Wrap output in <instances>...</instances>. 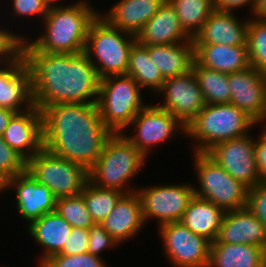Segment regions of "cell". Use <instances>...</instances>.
I'll list each match as a JSON object with an SVG mask.
<instances>
[{
  "instance_id": "obj_1",
  "label": "cell",
  "mask_w": 266,
  "mask_h": 267,
  "mask_svg": "<svg viewBox=\"0 0 266 267\" xmlns=\"http://www.w3.org/2000/svg\"><path fill=\"white\" fill-rule=\"evenodd\" d=\"M19 53L30 76L34 105L97 104L101 78L85 52L46 53L21 39Z\"/></svg>"
},
{
  "instance_id": "obj_2",
  "label": "cell",
  "mask_w": 266,
  "mask_h": 267,
  "mask_svg": "<svg viewBox=\"0 0 266 267\" xmlns=\"http://www.w3.org/2000/svg\"><path fill=\"white\" fill-rule=\"evenodd\" d=\"M43 148L89 170L113 132L97 104L58 103L42 110Z\"/></svg>"
},
{
  "instance_id": "obj_3",
  "label": "cell",
  "mask_w": 266,
  "mask_h": 267,
  "mask_svg": "<svg viewBox=\"0 0 266 267\" xmlns=\"http://www.w3.org/2000/svg\"><path fill=\"white\" fill-rule=\"evenodd\" d=\"M99 12L89 0L51 7L41 22V35H37L35 39L26 36V39L40 52L70 54L84 52L90 25L100 14Z\"/></svg>"
},
{
  "instance_id": "obj_4",
  "label": "cell",
  "mask_w": 266,
  "mask_h": 267,
  "mask_svg": "<svg viewBox=\"0 0 266 267\" xmlns=\"http://www.w3.org/2000/svg\"><path fill=\"white\" fill-rule=\"evenodd\" d=\"M256 125L250 116L231 103L206 104L186 125L185 135L192 143L195 141L192 152H207L217 143L249 134Z\"/></svg>"
},
{
  "instance_id": "obj_5",
  "label": "cell",
  "mask_w": 266,
  "mask_h": 267,
  "mask_svg": "<svg viewBox=\"0 0 266 267\" xmlns=\"http://www.w3.org/2000/svg\"><path fill=\"white\" fill-rule=\"evenodd\" d=\"M146 159L122 133H113L96 163L88 170L89 182L124 194L135 192L137 187L131 186L130 181L144 168Z\"/></svg>"
},
{
  "instance_id": "obj_6",
  "label": "cell",
  "mask_w": 266,
  "mask_h": 267,
  "mask_svg": "<svg viewBox=\"0 0 266 267\" xmlns=\"http://www.w3.org/2000/svg\"><path fill=\"white\" fill-rule=\"evenodd\" d=\"M136 42V36L112 26L99 14L90 25L84 52L101 79L126 75L130 51Z\"/></svg>"
},
{
  "instance_id": "obj_7",
  "label": "cell",
  "mask_w": 266,
  "mask_h": 267,
  "mask_svg": "<svg viewBox=\"0 0 266 267\" xmlns=\"http://www.w3.org/2000/svg\"><path fill=\"white\" fill-rule=\"evenodd\" d=\"M141 87L129 75L101 79L97 106L104 124L113 133L126 132L134 117L146 106Z\"/></svg>"
},
{
  "instance_id": "obj_8",
  "label": "cell",
  "mask_w": 266,
  "mask_h": 267,
  "mask_svg": "<svg viewBox=\"0 0 266 267\" xmlns=\"http://www.w3.org/2000/svg\"><path fill=\"white\" fill-rule=\"evenodd\" d=\"M194 171L199 186L194 195L206 199L224 211L242 209L247 205L248 187L235 180L206 152H193Z\"/></svg>"
},
{
  "instance_id": "obj_9",
  "label": "cell",
  "mask_w": 266,
  "mask_h": 267,
  "mask_svg": "<svg viewBox=\"0 0 266 267\" xmlns=\"http://www.w3.org/2000/svg\"><path fill=\"white\" fill-rule=\"evenodd\" d=\"M26 171L39 183L46 185L58 198L79 195L89 181L83 166L59 157L45 148L27 161Z\"/></svg>"
},
{
  "instance_id": "obj_10",
  "label": "cell",
  "mask_w": 266,
  "mask_h": 267,
  "mask_svg": "<svg viewBox=\"0 0 266 267\" xmlns=\"http://www.w3.org/2000/svg\"><path fill=\"white\" fill-rule=\"evenodd\" d=\"M191 183L156 184L137 188L145 224L156 220L157 226L166 223L180 222L188 203L194 196Z\"/></svg>"
},
{
  "instance_id": "obj_11",
  "label": "cell",
  "mask_w": 266,
  "mask_h": 267,
  "mask_svg": "<svg viewBox=\"0 0 266 267\" xmlns=\"http://www.w3.org/2000/svg\"><path fill=\"white\" fill-rule=\"evenodd\" d=\"M133 132L124 137L133 144L146 158L154 146L172 140L176 132L185 135L186 126L175 116L163 110L156 104H146V106L134 117L127 127ZM179 129V130H178ZM133 134V135H132Z\"/></svg>"
},
{
  "instance_id": "obj_12",
  "label": "cell",
  "mask_w": 266,
  "mask_h": 267,
  "mask_svg": "<svg viewBox=\"0 0 266 267\" xmlns=\"http://www.w3.org/2000/svg\"><path fill=\"white\" fill-rule=\"evenodd\" d=\"M163 253L173 267H207L211 242L197 235L181 222L158 227Z\"/></svg>"
},
{
  "instance_id": "obj_13",
  "label": "cell",
  "mask_w": 266,
  "mask_h": 267,
  "mask_svg": "<svg viewBox=\"0 0 266 267\" xmlns=\"http://www.w3.org/2000/svg\"><path fill=\"white\" fill-rule=\"evenodd\" d=\"M206 153L248 188L263 182L256 166L255 139L252 134L217 143Z\"/></svg>"
},
{
  "instance_id": "obj_14",
  "label": "cell",
  "mask_w": 266,
  "mask_h": 267,
  "mask_svg": "<svg viewBox=\"0 0 266 267\" xmlns=\"http://www.w3.org/2000/svg\"><path fill=\"white\" fill-rule=\"evenodd\" d=\"M156 95H163L161 98L164 100L156 105L177 117L185 126L206 105L193 69L166 79Z\"/></svg>"
},
{
  "instance_id": "obj_15",
  "label": "cell",
  "mask_w": 266,
  "mask_h": 267,
  "mask_svg": "<svg viewBox=\"0 0 266 267\" xmlns=\"http://www.w3.org/2000/svg\"><path fill=\"white\" fill-rule=\"evenodd\" d=\"M14 190L16 211L28 226L46 213L54 212L57 198L48 186L25 171L7 180V191Z\"/></svg>"
},
{
  "instance_id": "obj_16",
  "label": "cell",
  "mask_w": 266,
  "mask_h": 267,
  "mask_svg": "<svg viewBox=\"0 0 266 267\" xmlns=\"http://www.w3.org/2000/svg\"><path fill=\"white\" fill-rule=\"evenodd\" d=\"M230 103L250 116L257 124L266 119V74L252 68L230 73Z\"/></svg>"
},
{
  "instance_id": "obj_17",
  "label": "cell",
  "mask_w": 266,
  "mask_h": 267,
  "mask_svg": "<svg viewBox=\"0 0 266 267\" xmlns=\"http://www.w3.org/2000/svg\"><path fill=\"white\" fill-rule=\"evenodd\" d=\"M34 106L30 76L18 53L10 61L0 63V108L21 113Z\"/></svg>"
},
{
  "instance_id": "obj_18",
  "label": "cell",
  "mask_w": 266,
  "mask_h": 267,
  "mask_svg": "<svg viewBox=\"0 0 266 267\" xmlns=\"http://www.w3.org/2000/svg\"><path fill=\"white\" fill-rule=\"evenodd\" d=\"M3 140L26 161L43 148V115L36 106L15 113L3 133Z\"/></svg>"
},
{
  "instance_id": "obj_19",
  "label": "cell",
  "mask_w": 266,
  "mask_h": 267,
  "mask_svg": "<svg viewBox=\"0 0 266 267\" xmlns=\"http://www.w3.org/2000/svg\"><path fill=\"white\" fill-rule=\"evenodd\" d=\"M235 14L215 9L192 38L193 44L247 45L250 18L240 20Z\"/></svg>"
},
{
  "instance_id": "obj_20",
  "label": "cell",
  "mask_w": 266,
  "mask_h": 267,
  "mask_svg": "<svg viewBox=\"0 0 266 267\" xmlns=\"http://www.w3.org/2000/svg\"><path fill=\"white\" fill-rule=\"evenodd\" d=\"M101 224L120 245L137 237L146 225L138 193L135 191L123 194Z\"/></svg>"
},
{
  "instance_id": "obj_21",
  "label": "cell",
  "mask_w": 266,
  "mask_h": 267,
  "mask_svg": "<svg viewBox=\"0 0 266 267\" xmlns=\"http://www.w3.org/2000/svg\"><path fill=\"white\" fill-rule=\"evenodd\" d=\"M215 243L250 244L266 250V228L247 207L225 211Z\"/></svg>"
},
{
  "instance_id": "obj_22",
  "label": "cell",
  "mask_w": 266,
  "mask_h": 267,
  "mask_svg": "<svg viewBox=\"0 0 266 267\" xmlns=\"http://www.w3.org/2000/svg\"><path fill=\"white\" fill-rule=\"evenodd\" d=\"M192 37L182 28L175 8L168 0L143 26L136 41L143 46L190 41Z\"/></svg>"
},
{
  "instance_id": "obj_23",
  "label": "cell",
  "mask_w": 266,
  "mask_h": 267,
  "mask_svg": "<svg viewBox=\"0 0 266 267\" xmlns=\"http://www.w3.org/2000/svg\"><path fill=\"white\" fill-rule=\"evenodd\" d=\"M166 0H118L104 14L112 26L134 36L143 29V26L160 9Z\"/></svg>"
},
{
  "instance_id": "obj_24",
  "label": "cell",
  "mask_w": 266,
  "mask_h": 267,
  "mask_svg": "<svg viewBox=\"0 0 266 267\" xmlns=\"http://www.w3.org/2000/svg\"><path fill=\"white\" fill-rule=\"evenodd\" d=\"M72 228L56 211L46 213L27 227L26 231L29 236L43 249L37 267H40L51 256L62 251Z\"/></svg>"
},
{
  "instance_id": "obj_25",
  "label": "cell",
  "mask_w": 266,
  "mask_h": 267,
  "mask_svg": "<svg viewBox=\"0 0 266 267\" xmlns=\"http://www.w3.org/2000/svg\"><path fill=\"white\" fill-rule=\"evenodd\" d=\"M194 59L204 68L227 74L250 67L247 45L194 44Z\"/></svg>"
},
{
  "instance_id": "obj_26",
  "label": "cell",
  "mask_w": 266,
  "mask_h": 267,
  "mask_svg": "<svg viewBox=\"0 0 266 267\" xmlns=\"http://www.w3.org/2000/svg\"><path fill=\"white\" fill-rule=\"evenodd\" d=\"M224 213L222 208L194 195L180 222L212 243L218 237Z\"/></svg>"
},
{
  "instance_id": "obj_27",
  "label": "cell",
  "mask_w": 266,
  "mask_h": 267,
  "mask_svg": "<svg viewBox=\"0 0 266 267\" xmlns=\"http://www.w3.org/2000/svg\"><path fill=\"white\" fill-rule=\"evenodd\" d=\"M150 58L157 67L163 78L182 75L192 69L194 59L193 40L182 43L158 44L145 46Z\"/></svg>"
},
{
  "instance_id": "obj_28",
  "label": "cell",
  "mask_w": 266,
  "mask_h": 267,
  "mask_svg": "<svg viewBox=\"0 0 266 267\" xmlns=\"http://www.w3.org/2000/svg\"><path fill=\"white\" fill-rule=\"evenodd\" d=\"M207 267H266V250L250 244L212 242Z\"/></svg>"
},
{
  "instance_id": "obj_29",
  "label": "cell",
  "mask_w": 266,
  "mask_h": 267,
  "mask_svg": "<svg viewBox=\"0 0 266 267\" xmlns=\"http://www.w3.org/2000/svg\"><path fill=\"white\" fill-rule=\"evenodd\" d=\"M126 75L131 76L144 90L157 94L165 81L160 69L150 58L148 49L136 42L130 51Z\"/></svg>"
},
{
  "instance_id": "obj_30",
  "label": "cell",
  "mask_w": 266,
  "mask_h": 267,
  "mask_svg": "<svg viewBox=\"0 0 266 267\" xmlns=\"http://www.w3.org/2000/svg\"><path fill=\"white\" fill-rule=\"evenodd\" d=\"M192 69L202 91L205 104H230L229 74L204 68L195 60Z\"/></svg>"
},
{
  "instance_id": "obj_31",
  "label": "cell",
  "mask_w": 266,
  "mask_h": 267,
  "mask_svg": "<svg viewBox=\"0 0 266 267\" xmlns=\"http://www.w3.org/2000/svg\"><path fill=\"white\" fill-rule=\"evenodd\" d=\"M182 28L193 38L215 10V0H168Z\"/></svg>"
},
{
  "instance_id": "obj_32",
  "label": "cell",
  "mask_w": 266,
  "mask_h": 267,
  "mask_svg": "<svg viewBox=\"0 0 266 267\" xmlns=\"http://www.w3.org/2000/svg\"><path fill=\"white\" fill-rule=\"evenodd\" d=\"M80 194L85 200L93 221L101 223L112 212L124 193L115 189L95 186L88 181Z\"/></svg>"
},
{
  "instance_id": "obj_33",
  "label": "cell",
  "mask_w": 266,
  "mask_h": 267,
  "mask_svg": "<svg viewBox=\"0 0 266 267\" xmlns=\"http://www.w3.org/2000/svg\"><path fill=\"white\" fill-rule=\"evenodd\" d=\"M247 46L250 66L266 74V19L250 17Z\"/></svg>"
},
{
  "instance_id": "obj_34",
  "label": "cell",
  "mask_w": 266,
  "mask_h": 267,
  "mask_svg": "<svg viewBox=\"0 0 266 267\" xmlns=\"http://www.w3.org/2000/svg\"><path fill=\"white\" fill-rule=\"evenodd\" d=\"M55 211L72 227L88 229L95 223L81 194L58 198Z\"/></svg>"
},
{
  "instance_id": "obj_35",
  "label": "cell",
  "mask_w": 266,
  "mask_h": 267,
  "mask_svg": "<svg viewBox=\"0 0 266 267\" xmlns=\"http://www.w3.org/2000/svg\"><path fill=\"white\" fill-rule=\"evenodd\" d=\"M102 257L88 252L77 255L56 254L48 258L40 267H107Z\"/></svg>"
},
{
  "instance_id": "obj_36",
  "label": "cell",
  "mask_w": 266,
  "mask_h": 267,
  "mask_svg": "<svg viewBox=\"0 0 266 267\" xmlns=\"http://www.w3.org/2000/svg\"><path fill=\"white\" fill-rule=\"evenodd\" d=\"M27 161L0 136V174L8 180L26 171Z\"/></svg>"
},
{
  "instance_id": "obj_37",
  "label": "cell",
  "mask_w": 266,
  "mask_h": 267,
  "mask_svg": "<svg viewBox=\"0 0 266 267\" xmlns=\"http://www.w3.org/2000/svg\"><path fill=\"white\" fill-rule=\"evenodd\" d=\"M88 253L102 257V251L114 247H120V243L115 240L104 228L101 223H94L88 228Z\"/></svg>"
},
{
  "instance_id": "obj_38",
  "label": "cell",
  "mask_w": 266,
  "mask_h": 267,
  "mask_svg": "<svg viewBox=\"0 0 266 267\" xmlns=\"http://www.w3.org/2000/svg\"><path fill=\"white\" fill-rule=\"evenodd\" d=\"M8 4L11 3V15L12 20L19 18H26L27 16L31 19L35 16L41 21L45 18L49 11V6L44 0H9ZM21 16V17H20ZM14 18V19H13Z\"/></svg>"
},
{
  "instance_id": "obj_39",
  "label": "cell",
  "mask_w": 266,
  "mask_h": 267,
  "mask_svg": "<svg viewBox=\"0 0 266 267\" xmlns=\"http://www.w3.org/2000/svg\"><path fill=\"white\" fill-rule=\"evenodd\" d=\"M249 211L256 216L266 228V182L256 184L248 189L247 205Z\"/></svg>"
},
{
  "instance_id": "obj_40",
  "label": "cell",
  "mask_w": 266,
  "mask_h": 267,
  "mask_svg": "<svg viewBox=\"0 0 266 267\" xmlns=\"http://www.w3.org/2000/svg\"><path fill=\"white\" fill-rule=\"evenodd\" d=\"M25 36L0 27V63L10 61L19 53L20 40L26 39Z\"/></svg>"
},
{
  "instance_id": "obj_41",
  "label": "cell",
  "mask_w": 266,
  "mask_h": 267,
  "mask_svg": "<svg viewBox=\"0 0 266 267\" xmlns=\"http://www.w3.org/2000/svg\"><path fill=\"white\" fill-rule=\"evenodd\" d=\"M88 239V229L73 227L68 240L65 241L59 254L77 255L86 253L88 251Z\"/></svg>"
},
{
  "instance_id": "obj_42",
  "label": "cell",
  "mask_w": 266,
  "mask_h": 267,
  "mask_svg": "<svg viewBox=\"0 0 266 267\" xmlns=\"http://www.w3.org/2000/svg\"><path fill=\"white\" fill-rule=\"evenodd\" d=\"M255 159L258 173L263 181L266 180V136L260 132L255 139Z\"/></svg>"
},
{
  "instance_id": "obj_43",
  "label": "cell",
  "mask_w": 266,
  "mask_h": 267,
  "mask_svg": "<svg viewBox=\"0 0 266 267\" xmlns=\"http://www.w3.org/2000/svg\"><path fill=\"white\" fill-rule=\"evenodd\" d=\"M256 0H215V9L220 11L234 12L239 8H245L247 6L251 12L249 16H252Z\"/></svg>"
},
{
  "instance_id": "obj_44",
  "label": "cell",
  "mask_w": 266,
  "mask_h": 267,
  "mask_svg": "<svg viewBox=\"0 0 266 267\" xmlns=\"http://www.w3.org/2000/svg\"><path fill=\"white\" fill-rule=\"evenodd\" d=\"M14 114L15 112L9 109L0 108V136H3V133L8 125V122Z\"/></svg>"
},
{
  "instance_id": "obj_45",
  "label": "cell",
  "mask_w": 266,
  "mask_h": 267,
  "mask_svg": "<svg viewBox=\"0 0 266 267\" xmlns=\"http://www.w3.org/2000/svg\"><path fill=\"white\" fill-rule=\"evenodd\" d=\"M252 17L266 19V0H256Z\"/></svg>"
},
{
  "instance_id": "obj_46",
  "label": "cell",
  "mask_w": 266,
  "mask_h": 267,
  "mask_svg": "<svg viewBox=\"0 0 266 267\" xmlns=\"http://www.w3.org/2000/svg\"><path fill=\"white\" fill-rule=\"evenodd\" d=\"M7 190V180L0 174V194Z\"/></svg>"
},
{
  "instance_id": "obj_47",
  "label": "cell",
  "mask_w": 266,
  "mask_h": 267,
  "mask_svg": "<svg viewBox=\"0 0 266 267\" xmlns=\"http://www.w3.org/2000/svg\"><path fill=\"white\" fill-rule=\"evenodd\" d=\"M44 1L49 6V8H51V7H60L61 5L64 6V4L60 3L61 0H44Z\"/></svg>"
},
{
  "instance_id": "obj_48",
  "label": "cell",
  "mask_w": 266,
  "mask_h": 267,
  "mask_svg": "<svg viewBox=\"0 0 266 267\" xmlns=\"http://www.w3.org/2000/svg\"><path fill=\"white\" fill-rule=\"evenodd\" d=\"M262 124V128H261V132L266 136V119H264L263 121H260L257 125H260L261 126V124ZM264 123V124H263ZM264 125V126H263Z\"/></svg>"
}]
</instances>
